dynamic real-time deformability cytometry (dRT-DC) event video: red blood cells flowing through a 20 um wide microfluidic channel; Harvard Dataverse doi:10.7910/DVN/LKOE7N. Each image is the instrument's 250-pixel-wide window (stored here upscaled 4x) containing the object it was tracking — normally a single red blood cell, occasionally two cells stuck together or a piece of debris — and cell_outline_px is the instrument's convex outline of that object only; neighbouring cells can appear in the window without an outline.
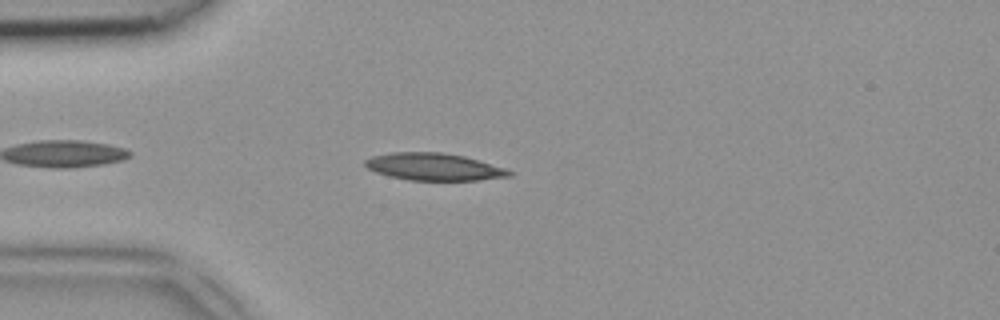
{"species": "common noctule bat (a hibernating species)", "species_latin": "Nyctalus noctula", "temperature_condition": "room temperature", "stored_images_in_passage": 36, "camera_frame_rate_fps": 3000, "um_per_image_px": 0.085, "animal": {"sex": "female", "body_mass_g": 18.4}, "frame": {"image": 1, "passage_image": 4, "time_ms": 1.0, "image_size_px": [1000, 320], "cell_outline_px": [[512, 176], [476, 180], [408, 180], [388, 176], [376, 172], [368, 168], [364, 164], [364, 160], [372, 156], [392, 152], [440, 152], [464, 156], [504, 168], [512, 172]], "centroid_in_image_um": [36.84, 14.18], "position_along_channel_um": 48.2, "area_um2": 22.72}}
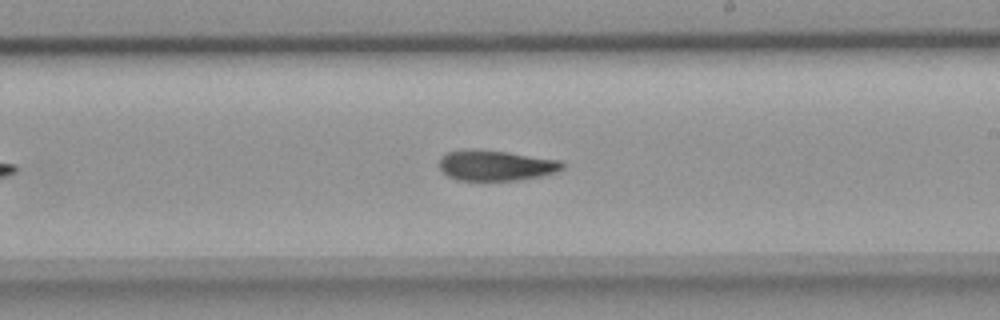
{"frame": {"image": 2, "passage_image": 19, "time_ms": 6.0, "image_size_px": [1000, 320], "cell_outline_px": [[568, 164], [564, 168], [556, 172], [540, 176], [516, 180], [484, 184], [456, 180], [448, 176], [440, 168], [440, 156], [448, 152], [464, 148], [476, 148], [508, 152], [560, 160]], "centroid_in_image_um": [42.11, 14.09], "position_along_channel_um": 246.9, "area_um2": 23.0}}
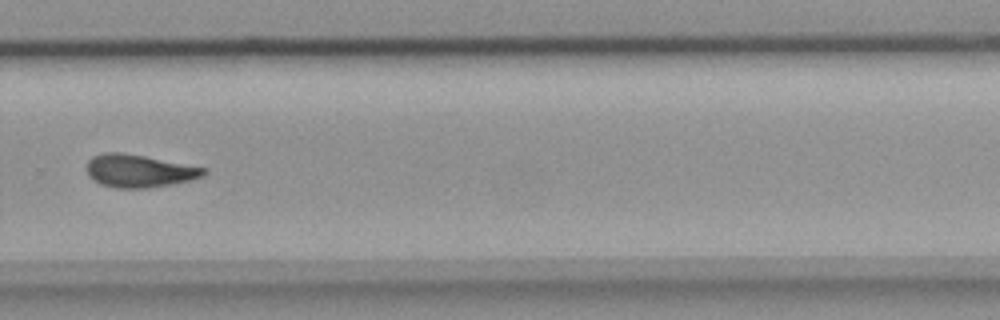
{"frame": {"image": 3, "passage_image": 24, "time_ms": 7.667, "image_size_px": [1000, 320], "cell_outline_px": [[208, 172], [200, 176], [188, 180], [148, 188], [116, 188], [100, 184], [92, 180], [88, 176], [88, 160], [92, 156], [104, 152], [120, 152], [144, 156], [208, 168]], "centroid_in_image_um": [11.79, 14.52], "position_along_channel_um": 318.0, "area_um2": 22.2}}